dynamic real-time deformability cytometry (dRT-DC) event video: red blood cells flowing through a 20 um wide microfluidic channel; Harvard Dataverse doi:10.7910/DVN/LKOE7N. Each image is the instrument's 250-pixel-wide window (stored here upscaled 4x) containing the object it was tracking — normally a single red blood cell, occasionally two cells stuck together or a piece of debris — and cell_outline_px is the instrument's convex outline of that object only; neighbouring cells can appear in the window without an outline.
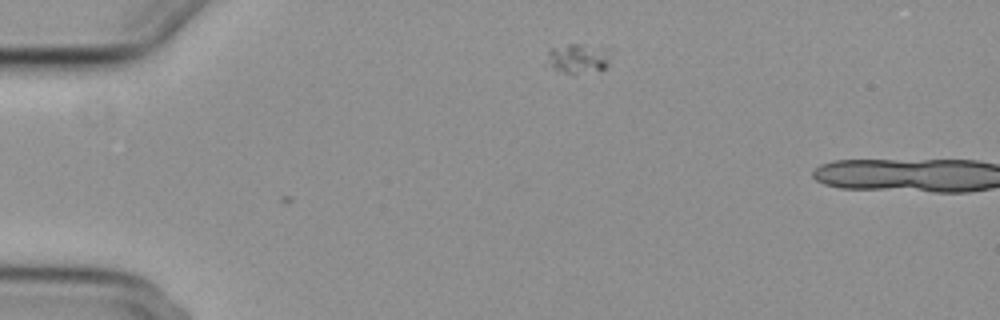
{"species": "common noctule bat (a hibernating species)", "species_latin": "Nyctalus noctula", "temperature_condition": "cold", "stored_images_in_passage": 2, "camera_frame_rate_fps": 3000, "um_per_image_px": 0.085, "animal": {"sex": "female", "body_mass_g": 29.2, "forearm_length_mm": 56.3}, "frame": {"image": 1, "passage_image": 2, "time_ms": 0.333, "image_size_px": [1000, 320], "cell_outline_px": [[608, 64], [600, 72], [556, 72], [544, 64], [548, 48], [568, 44], [584, 44], [608, 56]], "centroid_in_image_um": [48.92, 5.01], "position_along_channel_um": 36.1, "area_um2": 10.69}}